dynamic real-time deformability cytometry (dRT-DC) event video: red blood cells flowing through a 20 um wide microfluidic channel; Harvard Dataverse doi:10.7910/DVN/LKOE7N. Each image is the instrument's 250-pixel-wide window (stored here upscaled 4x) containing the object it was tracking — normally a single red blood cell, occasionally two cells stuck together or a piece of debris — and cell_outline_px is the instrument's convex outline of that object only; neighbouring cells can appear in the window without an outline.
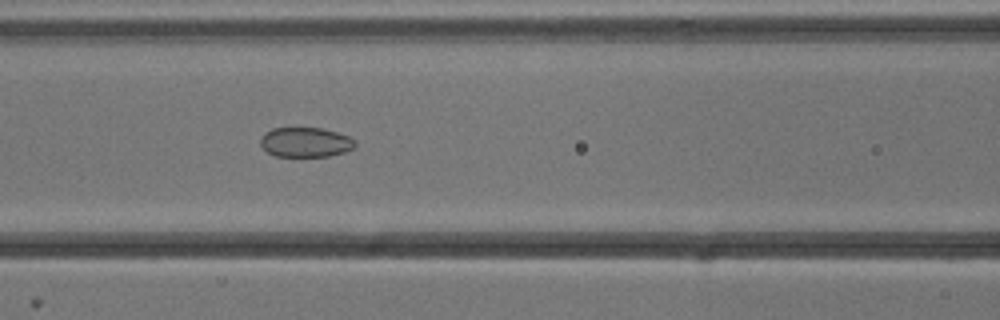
{"species": "common noctule bat (a hibernating species)", "species_latin": "Nyctalus noctula", "temperature_condition": "cold", "stored_images_in_passage": 55, "segment_of_instrument_passage": [1, 2], "camera_frame_rate_fps": 3000, "um_per_image_px": 0.085, "animal": {"sex": "male", "body_mass_g": 13.3}, "frame": {"image": 1, "passage_image": 23, "time_ms": 7.333, "image_size_px": [1000, 320], "cell_outline_px": [[356, 144], [352, 148], [344, 152], [328, 156], [276, 156], [268, 152], [260, 144], [260, 136], [264, 132], [272, 128], [324, 128], [348, 136], [356, 140]], "centroid_in_image_um": [25.95, 12.08], "position_along_channel_um": 140.7, "area_um2": 16.42}}
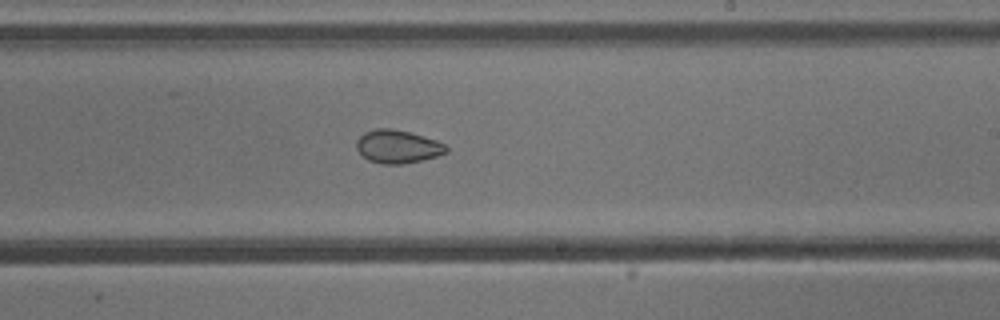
{"frame": {"image": 2, "passage_image": 32, "time_ms": 10.333, "image_size_px": [1000, 320], "cell_outline_px": [[448, 152], [436, 156], [404, 164], [384, 164], [368, 160], [356, 148], [356, 140], [364, 132], [376, 128], [392, 128], [408, 132], [436, 140], [444, 144], [448, 148]], "centroid_in_image_um": [33.78, 12.45], "position_along_channel_um": 255.2, "area_um2": 17.22}}
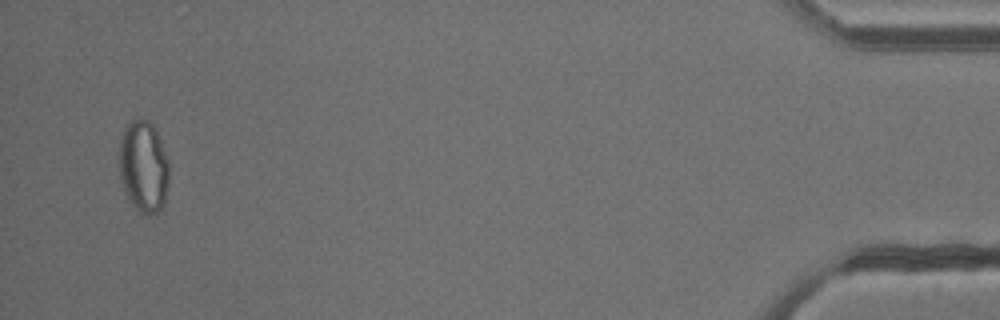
{"frame": {"image": 3, "passage_image": 52, "time_ms": 17.0, "image_size_px": [1000, 320], "cell_outline_px": [[168, 184], [164, 204], [156, 212], [148, 216], [136, 212], [128, 200], [124, 192], [120, 176], [120, 140], [124, 128], [132, 120], [148, 120], [152, 124], [160, 140], [168, 160]], "centroid_in_image_um": [12.19, 14.22], "position_along_channel_um": 423.0, "area_um2": 26.7}}